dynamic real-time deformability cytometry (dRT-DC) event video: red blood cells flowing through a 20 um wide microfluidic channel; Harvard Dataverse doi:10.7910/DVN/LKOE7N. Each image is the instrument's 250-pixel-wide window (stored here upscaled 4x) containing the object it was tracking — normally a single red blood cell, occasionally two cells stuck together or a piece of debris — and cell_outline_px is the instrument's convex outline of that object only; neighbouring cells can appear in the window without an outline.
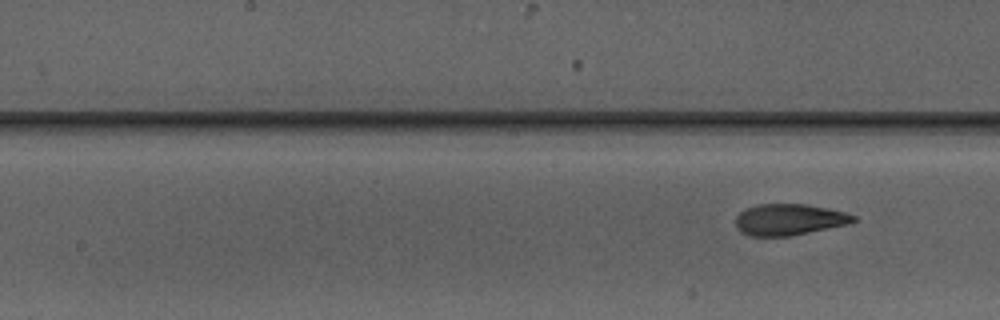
{"species": "Egyptian fruit bat (a non-hibernating species)", "species_latin": "Rousettus aegyptiacus", "temperature_condition": "warm", "stored_images_in_passage": 9, "segment_of_instrument_passage": [2, 2], "camera_frame_rate_fps": 3000, "um_per_image_px": 0.085, "animal": {"sex": "male"}, "frame": {"image": 1, "passage_image": 9, "time_ms": 10.333, "image_size_px": [1000, 320], "cell_outline_px": [[856, 220], [848, 224], [792, 236], [748, 236], [740, 232], [736, 228], [736, 216], [744, 208], [756, 204], [804, 204], [844, 212], [856, 216]], "centroid_in_image_um": [67.02, 18.67], "position_along_channel_um": 181.2, "area_um2": 21.56}}